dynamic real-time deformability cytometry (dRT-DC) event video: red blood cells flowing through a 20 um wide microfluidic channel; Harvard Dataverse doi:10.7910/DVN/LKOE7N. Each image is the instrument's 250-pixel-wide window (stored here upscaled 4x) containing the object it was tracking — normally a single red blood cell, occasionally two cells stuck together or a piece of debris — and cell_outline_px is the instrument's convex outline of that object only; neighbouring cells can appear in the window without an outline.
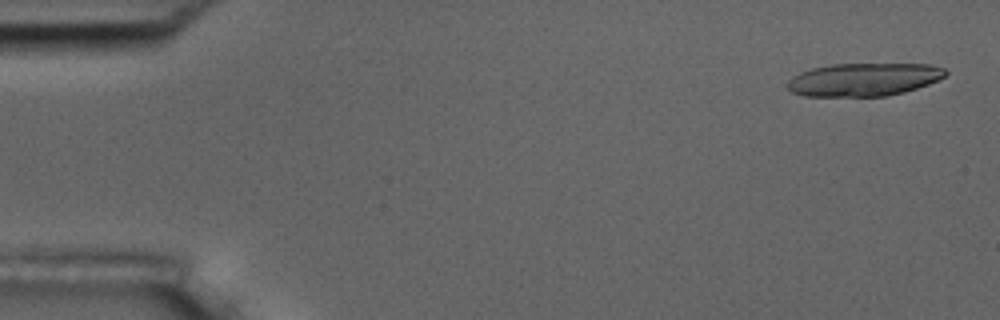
{"species": "common noctule bat (a hibernating species)", "species_latin": "Nyctalus noctula", "temperature_condition": "room temperature", "stored_images_in_passage": 5, "camera_frame_rate_fps": 3000, "um_per_image_px": 0.085, "animal": {"sex": "male", "body_mass_g": 17.5, "forearm_length_mm": 52.3}, "frame": {"image": 1, "passage_image": 1, "time_ms": 0.0, "image_size_px": [1000, 320], "cell_outline_px": [[948, 72], [944, 76], [928, 84], [904, 92], [888, 96], [804, 96], [792, 92], [788, 88], [788, 80], [800, 72], [812, 68], [832, 64], [932, 64], [944, 68]], "centroid_in_image_um": [73.42, 6.75], "position_along_channel_um": 11.6, "area_um2": 30.35}}